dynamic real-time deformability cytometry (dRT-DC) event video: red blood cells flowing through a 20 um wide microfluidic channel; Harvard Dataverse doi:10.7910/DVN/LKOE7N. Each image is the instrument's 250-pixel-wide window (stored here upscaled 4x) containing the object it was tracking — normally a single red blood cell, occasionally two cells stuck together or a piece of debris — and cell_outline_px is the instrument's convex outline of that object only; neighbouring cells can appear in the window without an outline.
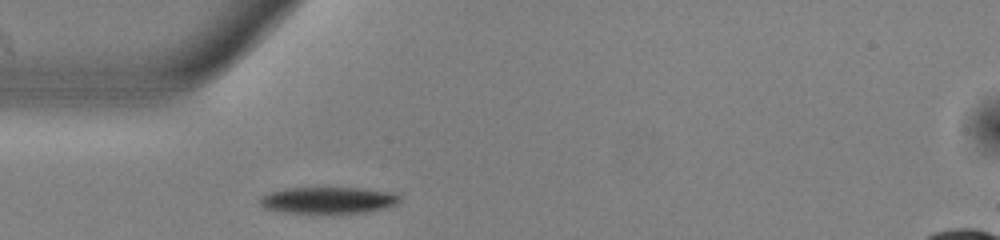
{"species": "common noctule bat (a hibernating species)", "species_latin": "Nyctalus noctula", "temperature_condition": "warm", "stored_images_in_passage": 36, "camera_frame_rate_fps": 3000, "um_per_image_px": 0.085, "animal": {"sex": "male", "body_mass_g": 13.0, "forearm_length_mm": 53.1}, "frame": {"image": 1, "passage_image": 1, "time_ms": 0.0, "image_size_px": [1000, 240], "cell_outline_px": [[400, 200], [396, 204], [384, 208], [368, 212], [276, 212], [264, 208], [256, 200], [260, 196], [268, 192], [284, 188], [364, 188], [392, 192], [400, 196]], "centroid_in_image_um": [27.83, 17.0], "position_along_channel_um": 57.2, "area_um2": 21.68}}
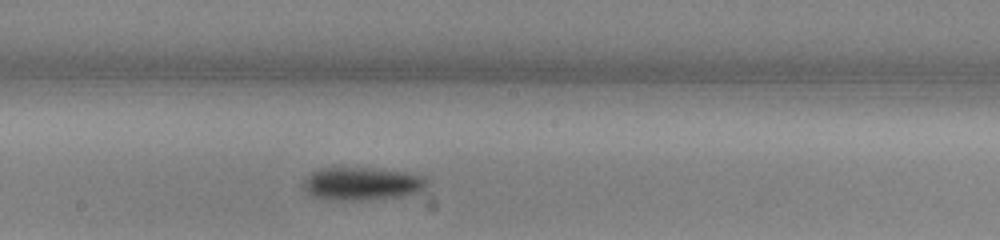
{"frame": {"image": 2, "passage_image": 14, "time_ms": 4.333, "image_size_px": [1000, 240], "cell_outline_px": [[428, 184], [420, 192], [404, 196], [368, 200], [320, 200], [308, 196], [300, 188], [300, 184], [312, 172], [320, 168], [344, 164], [412, 172], [428, 176]], "centroid_in_image_um": [30.72, 15.58], "position_along_channel_um": 217.5, "area_um2": 25.72}}
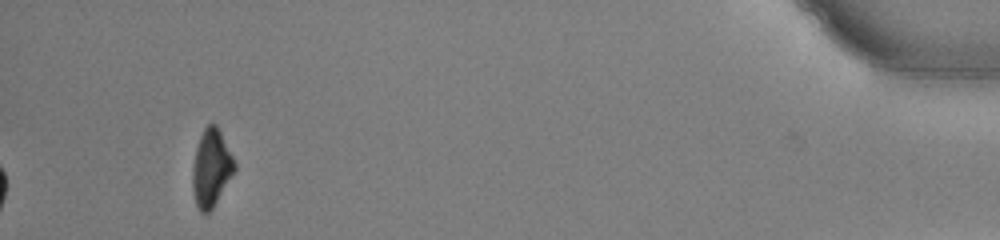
{"frame": {"image": 3, "passage_image": 36, "time_ms": 11.667, "image_size_px": [1000, 240], "cell_outline_px": [[236, 168], [212, 208], [208, 212], [200, 212], [196, 204], [192, 188], [192, 176], [196, 148], [200, 136], [204, 128], [208, 124], [216, 124], [236, 164]], "centroid_in_image_um": [17.94, 14.28], "position_along_channel_um": 417.3, "area_um2": 18.38}, "authors_computed_cell_mechanics": {"area_um2": 22.831, "velocity_mm_per_s": 3.7862, "shape_relaxation_time_tau1_ms": 1.6852, "shape_relaxation_time_tau2_ms": null, "deformation_change_tau1": 0.1034, "deformation_change_tau2": null}}